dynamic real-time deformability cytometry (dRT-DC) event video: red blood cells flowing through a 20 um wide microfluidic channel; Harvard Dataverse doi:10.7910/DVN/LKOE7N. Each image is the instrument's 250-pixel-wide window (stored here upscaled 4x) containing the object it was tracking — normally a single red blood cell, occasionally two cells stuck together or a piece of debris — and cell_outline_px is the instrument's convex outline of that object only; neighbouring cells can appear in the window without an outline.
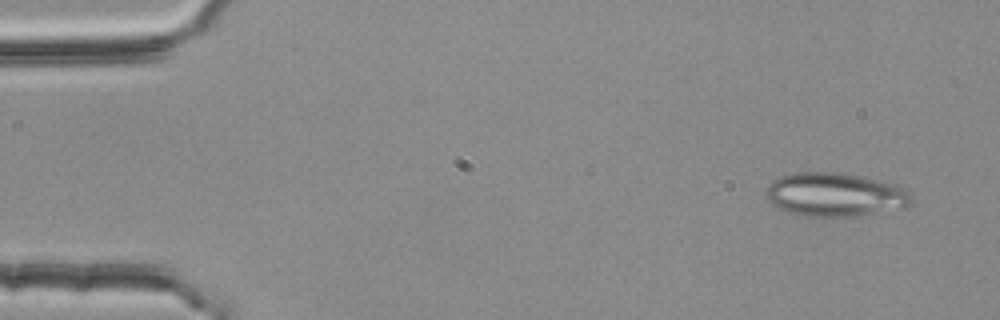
{"species": "common noctule bat (a hibernating species)", "species_latin": "Nyctalus noctula", "temperature_condition": "room temperature", "stored_images_in_passage": 3, "camera_frame_rate_fps": 3000, "um_per_image_px": 0.085, "animal": {"sex": "female", "body_mass_g": 25.1}, "frame": {"image": 1, "passage_image": 1, "time_ms": 0.0, "image_size_px": [1000, 320], "cell_outline_px": [[912, 204], [904, 208], [856, 216], [804, 216], [788, 212], [772, 204], [764, 196], [764, 192], [768, 184], [772, 180], [780, 176], [796, 172], [844, 172], [896, 184], [908, 192], [912, 196]], "centroid_in_image_um": [70.96, 16.53], "position_along_channel_um": 14.0, "area_um2": 37.4}}